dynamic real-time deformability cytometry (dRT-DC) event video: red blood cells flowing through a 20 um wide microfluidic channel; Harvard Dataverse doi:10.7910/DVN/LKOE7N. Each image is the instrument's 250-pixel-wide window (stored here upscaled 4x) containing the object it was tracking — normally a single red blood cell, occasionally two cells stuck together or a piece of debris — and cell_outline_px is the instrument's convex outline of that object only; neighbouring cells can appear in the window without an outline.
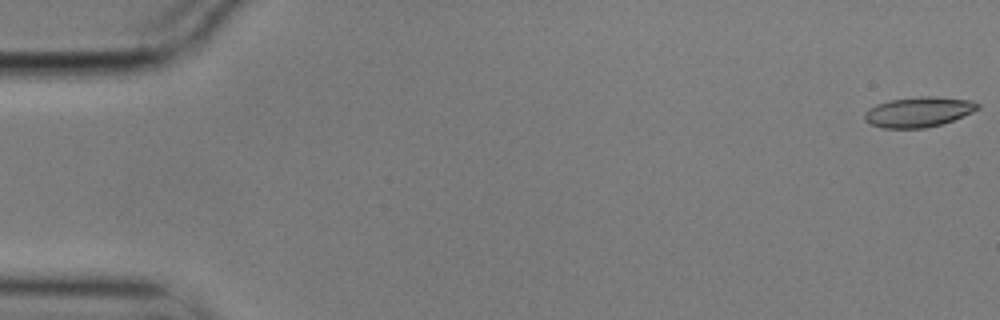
{"species": "common noctule bat (a hibernating species)", "species_latin": "Nyctalus noctula", "temperature_condition": "cold", "stored_images_in_passage": 52, "camera_frame_rate_fps": 3000, "um_per_image_px": 0.085, "animal": {"sex": "male", "body_mass_g": 17.9}, "frame": {"image": 1, "passage_image": 1, "time_ms": 0.0, "image_size_px": [1000, 320], "cell_outline_px": [[980, 108], [972, 112], [952, 120], [940, 124], [924, 128], [884, 128], [872, 124], [864, 120], [864, 112], [868, 108], [876, 104], [888, 100], [920, 96], [936, 96], [972, 100], [980, 104]], "centroid_in_image_um": [78.07, 9.5], "position_along_channel_um": 6.9, "area_um2": 19.94}}
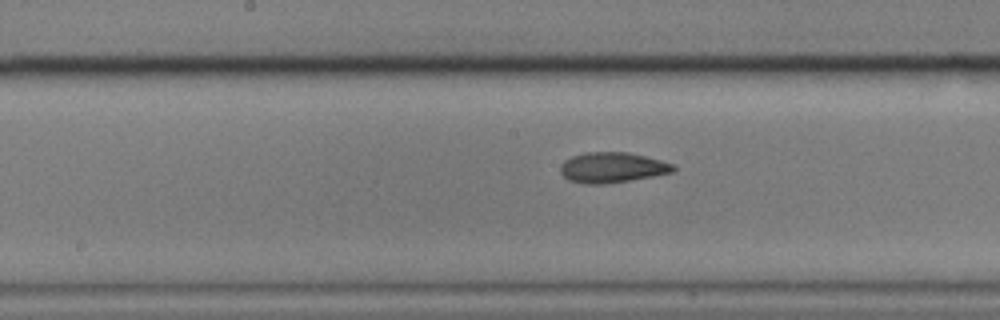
{"frame": {"image": 2, "passage_image": 29, "time_ms": 9.333, "image_size_px": [1000, 320], "cell_outline_px": [[676, 168], [672, 172], [652, 176], [604, 184], [584, 184], [568, 180], [560, 172], [560, 164], [564, 160], [572, 156], [584, 152], [628, 152], [660, 160], [672, 164]], "centroid_in_image_um": [51.98, 14.23], "position_along_channel_um": 196.2, "area_um2": 19.88}}
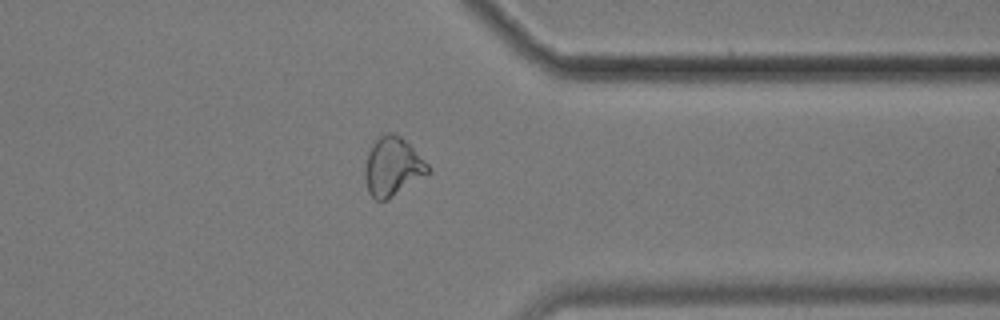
{"frame": {"image": 3, "passage_image": 45, "time_ms": 14.667, "image_size_px": [1000, 320], "cell_outline_px": [[432, 172], [388, 200], [376, 200], [368, 192], [364, 180], [364, 168], [368, 152], [372, 144], [380, 136], [388, 132], [392, 132], [400, 136], [432, 168]], "centroid_in_image_um": [33.37, 14.2], "position_along_channel_um": 378.0, "area_um2": 21.73}}